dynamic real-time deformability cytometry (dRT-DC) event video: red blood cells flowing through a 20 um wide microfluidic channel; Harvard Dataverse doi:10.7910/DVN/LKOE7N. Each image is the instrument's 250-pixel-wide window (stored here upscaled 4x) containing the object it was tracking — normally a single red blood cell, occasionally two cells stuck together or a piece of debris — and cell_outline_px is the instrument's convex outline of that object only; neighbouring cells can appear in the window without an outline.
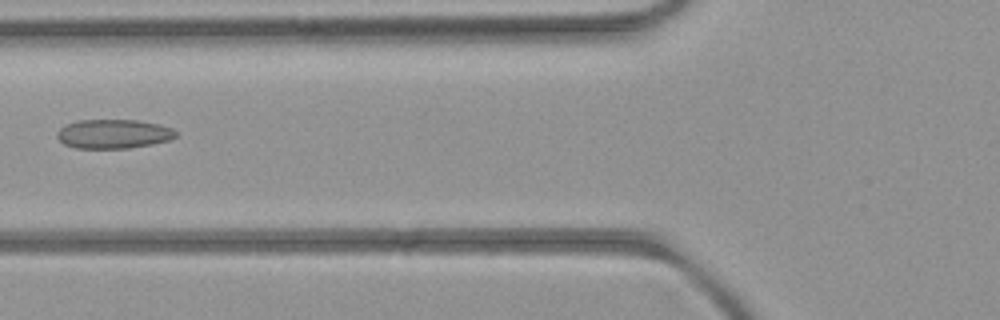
{"species": "common noctule bat (a hibernating species)", "species_latin": "Nyctalus noctula", "temperature_condition": "room temperature", "stored_images_in_passage": 5, "camera_frame_rate_fps": 3000, "um_per_image_px": 0.085, "animal": {"sex": "female", "body_mass_g": 21.9}, "frame": {"image": 1, "passage_image": 5, "time_ms": 4.667, "image_size_px": [1000, 320], "cell_outline_px": [[176, 136], [168, 140], [152, 144], [128, 148], [76, 148], [64, 144], [56, 136], [56, 132], [60, 128], [76, 120], [136, 120], [160, 124], [172, 128], [176, 132]], "centroid_in_image_um": [9.63, 11.38], "position_along_channel_um": 116.2, "area_um2": 20.11}}